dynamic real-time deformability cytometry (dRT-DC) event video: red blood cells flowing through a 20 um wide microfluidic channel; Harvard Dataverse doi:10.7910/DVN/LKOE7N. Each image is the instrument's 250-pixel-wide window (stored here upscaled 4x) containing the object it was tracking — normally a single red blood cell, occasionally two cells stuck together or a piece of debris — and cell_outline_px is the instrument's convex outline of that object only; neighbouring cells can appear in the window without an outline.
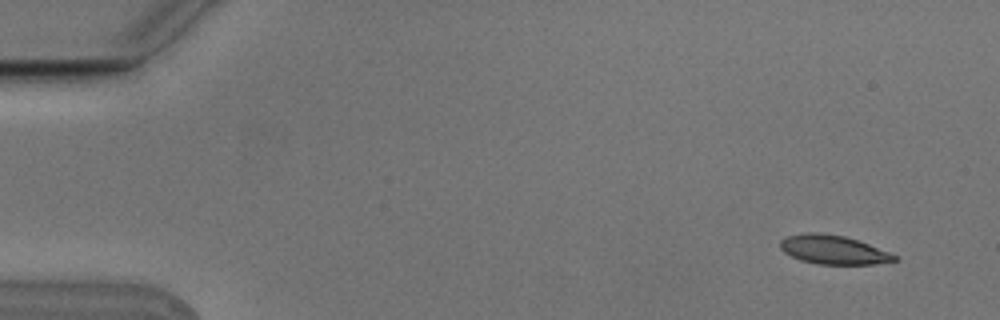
{"species": "Egyptian fruit bat (a non-hibernating species)", "species_latin": "Rousettus aegyptiacus", "temperature_condition": "cold", "stored_images_in_passage": 7, "camera_frame_rate_fps": 3000, "um_per_image_px": 0.085, "animal": {"sex": "male"}, "frame": {"image": 1, "passage_image": 1, "time_ms": 0.0, "image_size_px": [1000, 320], "cell_outline_px": [[900, 260], [872, 264], [820, 264], [800, 260], [784, 252], [780, 248], [780, 240], [788, 236], [804, 232], [816, 232], [844, 236], [868, 244], [900, 256]], "centroid_in_image_um": [70.85, 21.23], "position_along_channel_um": 14.2, "area_um2": 19.19}}
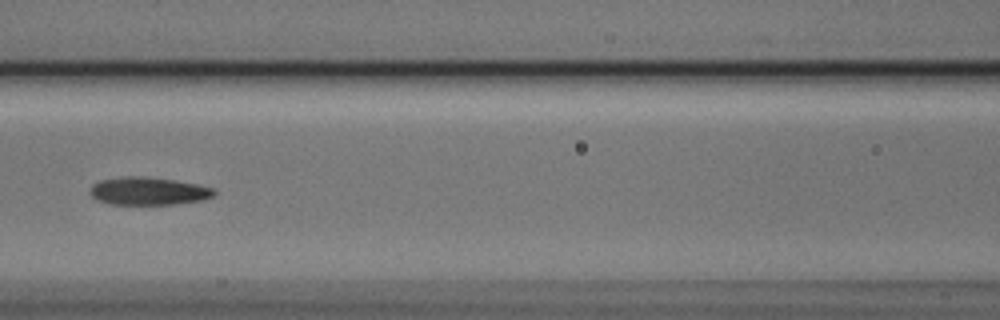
{"frame": {"image": 2, "passage_image": 7, "time_ms": 2.0, "image_size_px": [1000, 320], "cell_outline_px": [[216, 192], [212, 196], [204, 200], [176, 204], [108, 204], [96, 200], [88, 192], [92, 184], [100, 180], [124, 176], [144, 176], [172, 180], [196, 184], [216, 188]], "centroid_in_image_um": [12.59, 16.24], "position_along_channel_um": 154.0, "area_um2": 20.29}}